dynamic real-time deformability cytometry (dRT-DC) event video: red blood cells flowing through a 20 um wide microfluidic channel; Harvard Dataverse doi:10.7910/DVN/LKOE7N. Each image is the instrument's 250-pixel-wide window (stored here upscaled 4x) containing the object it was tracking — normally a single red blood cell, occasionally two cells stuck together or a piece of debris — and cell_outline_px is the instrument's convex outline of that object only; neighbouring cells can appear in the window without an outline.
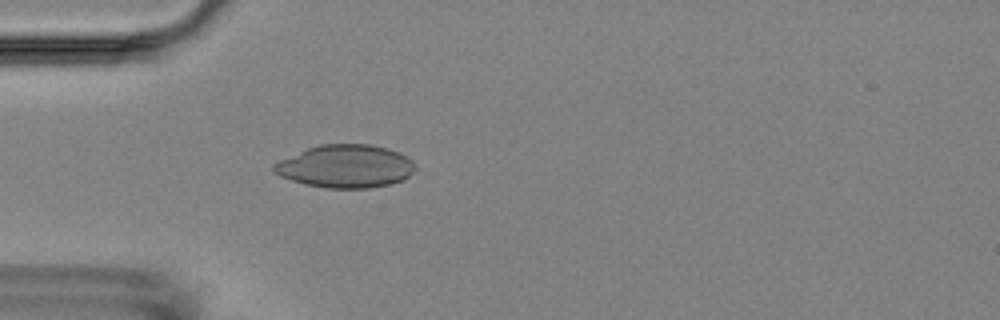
{"species": "Egyptian fruit bat (a non-hibernating species)", "species_latin": "Rousettus aegyptiacus", "temperature_condition": "room temperature", "stored_images_in_passage": 2, "camera_frame_rate_fps": 3000, "um_per_image_px": 0.085, "animal": {"sex": "female"}, "frame": {"image": 1, "passage_image": 2, "time_ms": 1.333, "image_size_px": [1000, 320], "cell_outline_px": [[416, 168], [404, 180], [388, 184], [368, 188], [328, 188], [304, 184], [280, 176], [272, 172], [272, 164], [280, 160], [308, 148], [320, 144], [368, 144], [388, 148], [400, 152], [412, 160]], "centroid_in_image_um": [29.37, 14.13], "position_along_channel_um": 55.6, "area_um2": 35.37}}